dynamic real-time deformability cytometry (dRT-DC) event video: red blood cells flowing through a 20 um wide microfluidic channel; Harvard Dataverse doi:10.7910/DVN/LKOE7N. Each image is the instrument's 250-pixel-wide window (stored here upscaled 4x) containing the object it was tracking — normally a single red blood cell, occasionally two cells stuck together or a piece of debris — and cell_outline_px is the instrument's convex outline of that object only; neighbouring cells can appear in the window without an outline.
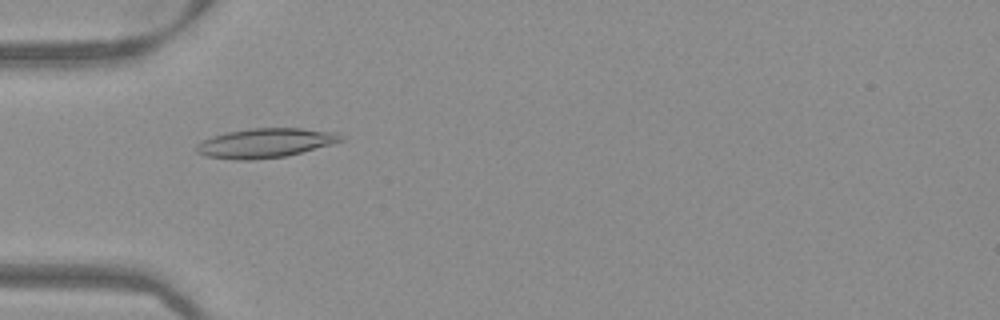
{"species": "Egyptian fruit bat (a non-hibernating species)", "species_latin": "Rousettus aegyptiacus", "temperature_condition": "warm", "stored_images_in_passage": 45, "camera_frame_rate_fps": 3000, "um_per_image_px": 0.085, "frame": {"image": 1, "passage_image": 10, "time_ms": 3.0, "image_size_px": [1000, 320], "cell_outline_px": [[344, 140], [332, 144], [284, 156], [248, 160], [240, 160], [204, 156], [196, 152], [196, 144], [212, 136], [228, 132], [252, 128], [300, 128], [336, 132], [344, 136]], "centroid_in_image_um": [22.55, 12.15], "position_along_channel_um": 62.5, "area_um2": 24.51}}
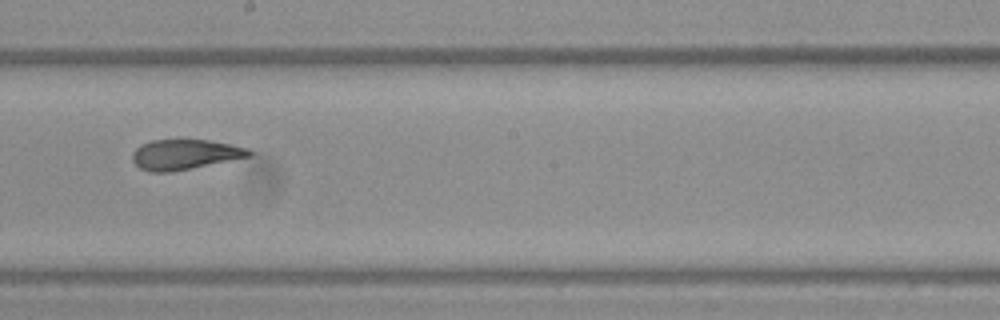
{"frame": {"image": 2, "passage_image": 23, "time_ms": 7.333, "image_size_px": [1000, 320], "cell_outline_px": [[252, 156], [168, 172], [148, 172], [140, 168], [132, 160], [132, 152], [140, 144], [152, 140], [208, 140], [232, 144], [248, 148], [252, 152]], "centroid_in_image_um": [15.69, 13.12], "position_along_channel_um": 232.5, "area_um2": 20.35}}
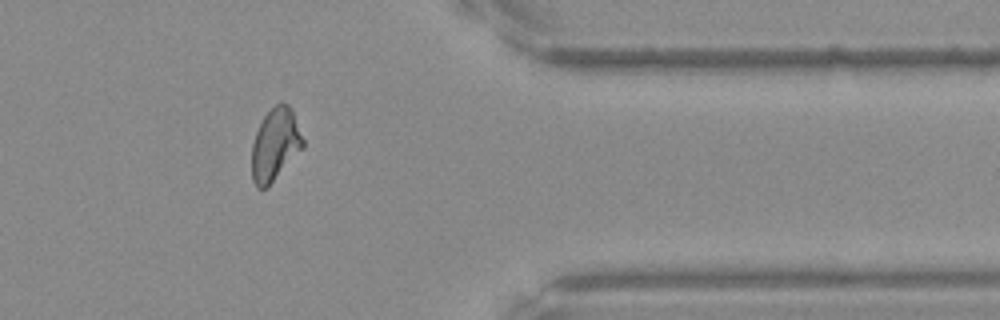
{"frame": {"image": 3, "passage_image": 36, "time_ms": 11.667, "image_size_px": [1000, 320], "cell_outline_px": [[304, 148], [268, 188], [256, 188], [252, 180], [252, 144], [256, 132], [264, 116], [280, 100], [288, 104], [292, 108], [304, 140]], "centroid_in_image_um": [23.41, 12.31], "position_along_channel_um": 388.0, "area_um2": 21.96}}